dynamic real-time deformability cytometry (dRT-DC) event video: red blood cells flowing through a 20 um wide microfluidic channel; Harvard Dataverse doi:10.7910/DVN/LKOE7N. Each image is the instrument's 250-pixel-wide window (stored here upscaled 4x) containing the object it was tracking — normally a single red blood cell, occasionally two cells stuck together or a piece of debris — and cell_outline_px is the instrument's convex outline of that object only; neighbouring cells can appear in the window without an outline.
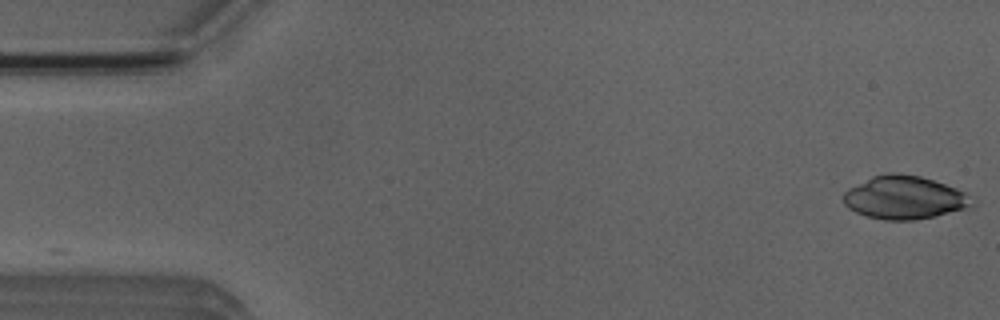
{"species": "Egyptian fruit bat (a non-hibernating species)", "species_latin": "Rousettus aegyptiacus", "temperature_condition": "room temperature", "stored_images_in_passage": 5, "camera_frame_rate_fps": 3000, "um_per_image_px": 0.085, "animal": {"sex": "male"}, "frame": {"image": 1, "passage_image": 1, "time_ms": 0.0, "image_size_px": [1000, 320], "cell_outline_px": [[976, 208], [916, 220], [884, 220], [864, 216], [848, 208], [844, 204], [844, 192], [848, 188], [872, 176], [888, 172], [896, 172], [920, 176], [956, 188], [964, 192], [976, 200]], "centroid_in_image_um": [76.94, 16.81], "position_along_channel_um": 8.1, "area_um2": 33.0}}